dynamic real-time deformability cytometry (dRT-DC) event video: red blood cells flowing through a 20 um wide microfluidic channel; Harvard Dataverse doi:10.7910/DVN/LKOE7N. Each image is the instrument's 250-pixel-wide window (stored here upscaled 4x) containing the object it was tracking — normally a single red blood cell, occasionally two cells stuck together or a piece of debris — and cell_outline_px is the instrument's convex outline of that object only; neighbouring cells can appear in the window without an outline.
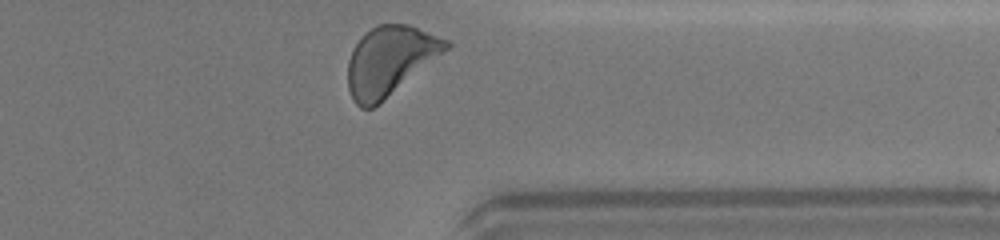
{"species": "human", "species_latin": "Homo sapiens", "temperature_condition": "warm", "stored_images_in_passage": 23, "camera_frame_rate_fps": 3000, "um_per_image_px": 0.085, "donor": {"sex": "female"}, "frame": {"image": 1, "passage_image": 23, "time_ms": 7.333, "image_size_px": [1000, 240], "cell_outline_px": [[452, 44], [444, 52], [372, 108], [360, 108], [352, 100], [348, 88], [348, 60], [352, 48], [364, 32], [376, 24], [408, 24], [448, 40]], "centroid_in_image_um": [33.09, 5.13], "position_along_channel_um": 378.3, "area_um2": 39.02}, "authors_computed_cell_mechanics": {"area_um2": 39.1306, "velocity_mm_per_s": 4.3789, "shape_relaxation_time_tau1_ms": 1.8792, "shape_relaxation_time_tau2_ms": null, "deformation_change_tau1": 0.1407, "deformation_change_tau2": null}}